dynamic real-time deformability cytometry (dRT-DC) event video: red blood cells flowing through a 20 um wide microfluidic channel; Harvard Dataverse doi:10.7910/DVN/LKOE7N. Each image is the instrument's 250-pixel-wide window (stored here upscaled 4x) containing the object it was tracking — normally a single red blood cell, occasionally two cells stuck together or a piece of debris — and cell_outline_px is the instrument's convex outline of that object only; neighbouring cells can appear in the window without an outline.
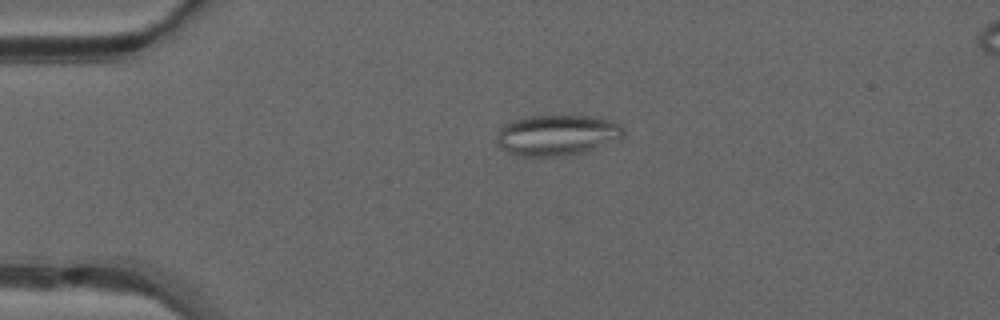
{"species": "common noctule bat (a hibernating species)", "species_latin": "Nyctalus noctula", "temperature_condition": "warm", "stored_images_in_passage": 48, "camera_frame_rate_fps": 3000, "um_per_image_px": 0.085, "animal": {"sex": "male", "forearm_length_mm": 52.5}, "frame": {"image": 1, "passage_image": 11, "time_ms": 3.333, "image_size_px": [1000, 320], "cell_outline_px": [[624, 136], [584, 152], [564, 156], [520, 156], [508, 152], [500, 148], [496, 144], [496, 136], [500, 128], [504, 124], [512, 120], [524, 116], [588, 116], [608, 120], [620, 124], [624, 128]], "centroid_in_image_um": [47.28, 11.48], "position_along_channel_um": 37.7, "area_um2": 30.06}}
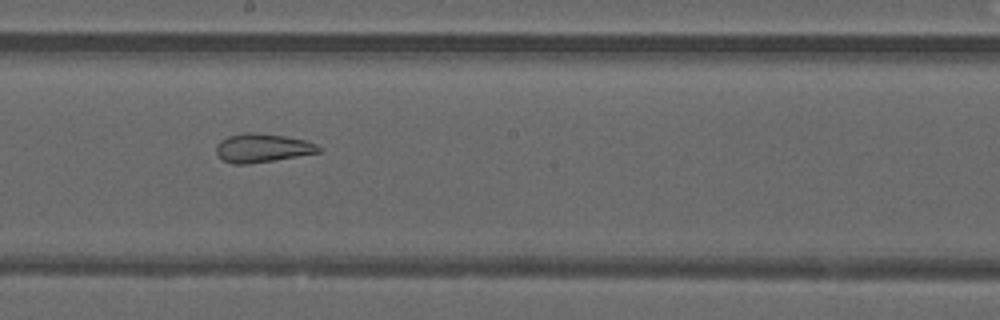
{"frame": {"image": 2, "passage_image": 27, "time_ms": 8.667, "image_size_px": [1000, 320], "cell_outline_px": [[320, 152], [248, 164], [232, 164], [224, 160], [216, 152], [216, 144], [220, 140], [228, 136], [244, 132], [256, 132], [284, 136], [304, 140], [316, 144], [320, 148]], "centroid_in_image_um": [22.25, 12.56], "position_along_channel_um": 225.9, "area_um2": 16.94}}
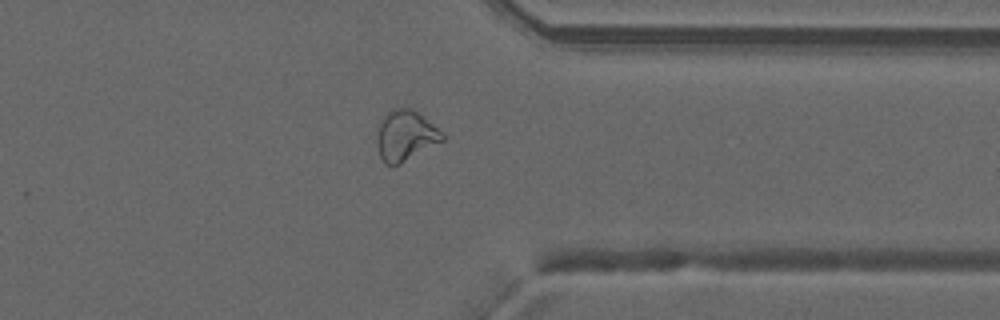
{"frame": {"image": 3, "passage_image": 38, "time_ms": 12.333, "image_size_px": [1000, 320], "cell_outline_px": [[444, 140], [400, 164], [384, 164], [380, 156], [376, 144], [376, 128], [380, 120], [392, 108], [412, 108], [436, 128], [444, 136]], "centroid_in_image_um": [34.39, 11.53], "position_along_channel_um": 377.0, "area_um2": 19.07}, "authors_computed_cell_mechanics": {"area_um2": 21.3282, "velocity_mm_per_s": 4.2396, "shape_relaxation_time_tau1_ms": null, "shape_relaxation_time_tau2_ms": 1.7677, "deformation_change_tau1": null, "deformation_change_tau2": 0.0919}}